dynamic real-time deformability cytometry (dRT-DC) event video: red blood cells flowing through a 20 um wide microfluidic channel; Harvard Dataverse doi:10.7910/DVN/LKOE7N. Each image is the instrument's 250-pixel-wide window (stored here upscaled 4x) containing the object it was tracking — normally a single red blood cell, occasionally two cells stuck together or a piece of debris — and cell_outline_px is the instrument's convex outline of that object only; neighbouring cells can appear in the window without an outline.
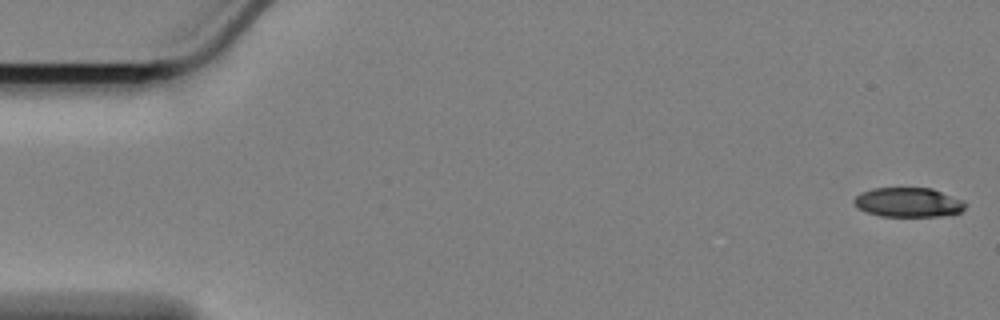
{"species": "Egyptian fruit bat (a non-hibernating species)", "species_latin": "Rousettus aegyptiacus", "temperature_condition": "cold", "stored_images_in_passage": 15, "camera_frame_rate_fps": 3000, "um_per_image_px": 0.085, "animal": {"sex": "female"}, "frame": {"image": 1, "passage_image": 1, "time_ms": 0.0, "image_size_px": [1000, 320], "cell_outline_px": [[968, 204], [960, 212], [940, 216], [880, 216], [868, 212], [860, 208], [852, 200], [856, 196], [872, 188], [932, 188], [964, 200]], "centroid_in_image_um": [77.25, 17.19], "position_along_channel_um": 7.7, "area_um2": 18.96}}
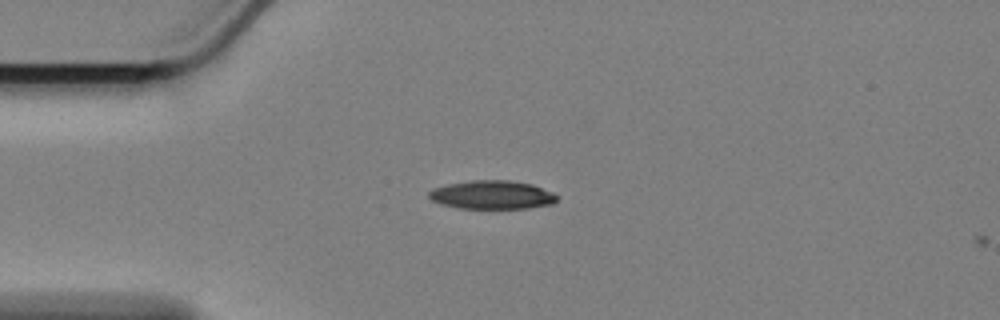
{"frame": {"image": 2, "passage_image": 14, "time_ms": 4.333, "image_size_px": [1000, 320], "cell_outline_px": [[556, 200], [552, 204], [528, 208], [460, 208], [444, 204], [432, 200], [428, 196], [428, 192], [432, 188], [448, 184], [472, 180], [508, 180], [532, 184], [552, 192], [556, 196]], "centroid_in_image_um": [41.81, 16.55], "position_along_channel_um": 43.2, "area_um2": 21.1}}